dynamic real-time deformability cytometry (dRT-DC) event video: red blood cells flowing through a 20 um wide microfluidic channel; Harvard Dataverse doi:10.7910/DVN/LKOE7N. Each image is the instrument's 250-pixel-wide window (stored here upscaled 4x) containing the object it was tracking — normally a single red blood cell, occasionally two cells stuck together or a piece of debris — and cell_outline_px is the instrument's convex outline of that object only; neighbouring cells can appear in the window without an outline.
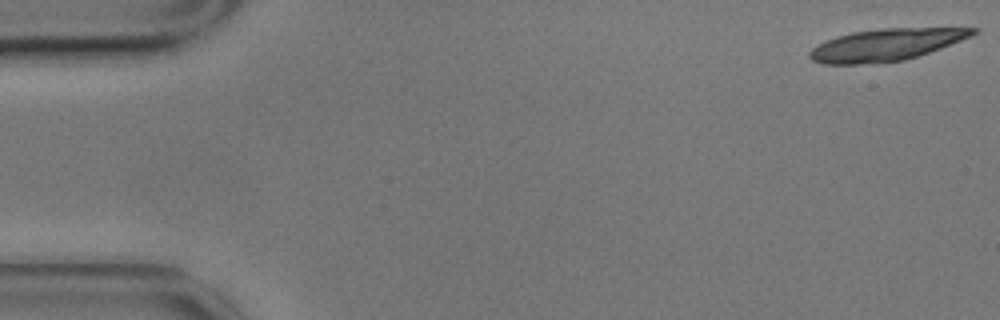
{"species": "common noctule bat (a hibernating species)", "species_latin": "Nyctalus noctula", "temperature_condition": "cold", "stored_images_in_passage": 18, "camera_frame_rate_fps": 3000, "um_per_image_px": 0.085, "animal": {"sex": "male", "body_mass_g": 17.9}, "frame": {"image": 1, "passage_image": 1, "time_ms": 0.0, "image_size_px": [1000, 320], "cell_outline_px": [[980, 32], [972, 36], [940, 48], [904, 60], [876, 64], [824, 64], [812, 60], [808, 56], [808, 52], [812, 48], [836, 36], [852, 32], [880, 28], [980, 28]], "centroid_in_image_um": [75.31, 3.81], "position_along_channel_um": 9.7, "area_um2": 30.4}}